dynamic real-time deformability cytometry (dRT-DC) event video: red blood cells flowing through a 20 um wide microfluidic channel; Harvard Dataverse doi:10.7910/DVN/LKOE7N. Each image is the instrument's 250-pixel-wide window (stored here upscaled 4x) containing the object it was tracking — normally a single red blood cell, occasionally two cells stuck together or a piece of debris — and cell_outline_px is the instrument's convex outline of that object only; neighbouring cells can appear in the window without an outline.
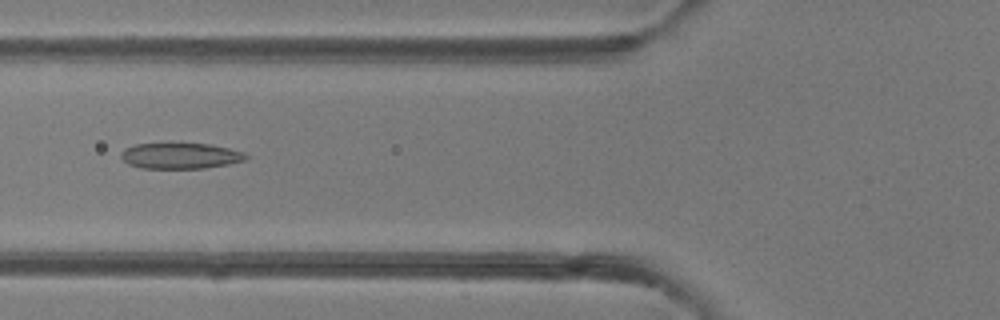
{"species": "common noctule bat (a hibernating species)", "species_latin": "Nyctalus noctula", "temperature_condition": "room temperature", "stored_images_in_passage": 36, "camera_frame_rate_fps": 3000, "um_per_image_px": 0.085, "animal": {"sex": "female"}, "frame": {"image": 1, "passage_image": 6, "time_ms": 1.667, "image_size_px": [1000, 320], "cell_outline_px": [[248, 160], [228, 164], [204, 168], [140, 168], [128, 164], [120, 156], [120, 152], [124, 148], [136, 144], [212, 144], [244, 152], [248, 156]], "centroid_in_image_um": [15.34, 13.25], "position_along_channel_um": 110.5, "area_um2": 18.79}}
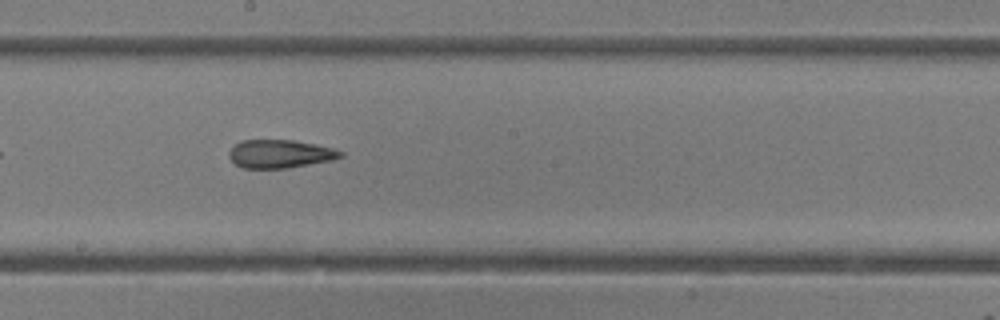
{"frame": {"image": 2, "passage_image": 14, "time_ms": 4.333, "image_size_px": [1000, 320], "cell_outline_px": [[344, 156], [332, 160], [288, 168], [244, 168], [236, 164], [228, 156], [228, 152], [240, 140], [292, 140], [316, 144], [332, 148], [344, 152]], "centroid_in_image_um": [23.82, 13.08], "position_along_channel_um": 224.4, "area_um2": 18.32}}
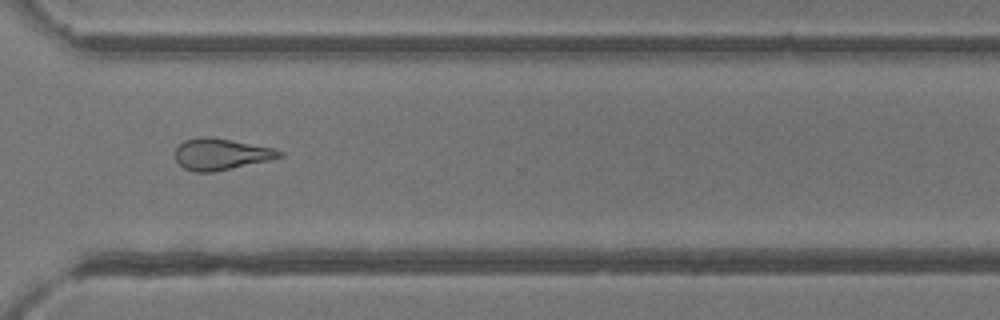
{"frame": {"image": 3, "passage_image": 23, "time_ms": 7.333, "image_size_px": [1000, 320], "cell_outline_px": [[284, 156], [268, 160], [212, 172], [196, 172], [184, 168], [176, 160], [176, 148], [184, 140], [200, 136], [212, 136], [272, 148], [284, 152]], "centroid_in_image_um": [18.77, 13.09], "position_along_channel_um": 351.8, "area_um2": 18.9}, "authors_computed_cell_mechanics": {"area_um2": 19.1896, "velocity_mm_per_s": 4.2557, "shape_relaxation_time_tau1_ms": 5.7011, "shape_relaxation_time_tau2_ms": 2.6908, "deformation_change_tau1": 0.1565, "deformation_change_tau2": 0.1342}}